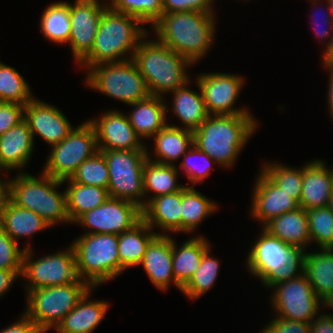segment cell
I'll use <instances>...</instances> for the list:
<instances>
[{
    "instance_id": "obj_30",
    "label": "cell",
    "mask_w": 333,
    "mask_h": 333,
    "mask_svg": "<svg viewBox=\"0 0 333 333\" xmlns=\"http://www.w3.org/2000/svg\"><path fill=\"white\" fill-rule=\"evenodd\" d=\"M209 248V242L202 236L190 238L180 248L173 240L172 269L175 281L181 288L189 282Z\"/></svg>"
},
{
    "instance_id": "obj_22",
    "label": "cell",
    "mask_w": 333,
    "mask_h": 333,
    "mask_svg": "<svg viewBox=\"0 0 333 333\" xmlns=\"http://www.w3.org/2000/svg\"><path fill=\"white\" fill-rule=\"evenodd\" d=\"M34 141L23 120L0 136V163L4 170L21 169L31 159Z\"/></svg>"
},
{
    "instance_id": "obj_38",
    "label": "cell",
    "mask_w": 333,
    "mask_h": 333,
    "mask_svg": "<svg viewBox=\"0 0 333 333\" xmlns=\"http://www.w3.org/2000/svg\"><path fill=\"white\" fill-rule=\"evenodd\" d=\"M210 248L204 253L200 266L181 292L190 299L203 296L214 285L219 274V260L210 256Z\"/></svg>"
},
{
    "instance_id": "obj_35",
    "label": "cell",
    "mask_w": 333,
    "mask_h": 333,
    "mask_svg": "<svg viewBox=\"0 0 333 333\" xmlns=\"http://www.w3.org/2000/svg\"><path fill=\"white\" fill-rule=\"evenodd\" d=\"M216 205L193 186L185 185L182 188L181 232L195 231L199 223L218 208Z\"/></svg>"
},
{
    "instance_id": "obj_20",
    "label": "cell",
    "mask_w": 333,
    "mask_h": 333,
    "mask_svg": "<svg viewBox=\"0 0 333 333\" xmlns=\"http://www.w3.org/2000/svg\"><path fill=\"white\" fill-rule=\"evenodd\" d=\"M172 254L173 238L170 235H157L147 246L140 264L152 284L162 291L168 290L171 283L180 291L182 289L174 278Z\"/></svg>"
},
{
    "instance_id": "obj_50",
    "label": "cell",
    "mask_w": 333,
    "mask_h": 333,
    "mask_svg": "<svg viewBox=\"0 0 333 333\" xmlns=\"http://www.w3.org/2000/svg\"><path fill=\"white\" fill-rule=\"evenodd\" d=\"M17 277L20 276L13 270L0 269V297L9 290Z\"/></svg>"
},
{
    "instance_id": "obj_47",
    "label": "cell",
    "mask_w": 333,
    "mask_h": 333,
    "mask_svg": "<svg viewBox=\"0 0 333 333\" xmlns=\"http://www.w3.org/2000/svg\"><path fill=\"white\" fill-rule=\"evenodd\" d=\"M261 333H310V323L275 317Z\"/></svg>"
},
{
    "instance_id": "obj_2",
    "label": "cell",
    "mask_w": 333,
    "mask_h": 333,
    "mask_svg": "<svg viewBox=\"0 0 333 333\" xmlns=\"http://www.w3.org/2000/svg\"><path fill=\"white\" fill-rule=\"evenodd\" d=\"M257 124L252 114L209 115L193 131V144L219 166L231 167Z\"/></svg>"
},
{
    "instance_id": "obj_15",
    "label": "cell",
    "mask_w": 333,
    "mask_h": 333,
    "mask_svg": "<svg viewBox=\"0 0 333 333\" xmlns=\"http://www.w3.org/2000/svg\"><path fill=\"white\" fill-rule=\"evenodd\" d=\"M196 82L209 115L251 114L246 108H233L245 83L243 77L230 73H201Z\"/></svg>"
},
{
    "instance_id": "obj_11",
    "label": "cell",
    "mask_w": 333,
    "mask_h": 333,
    "mask_svg": "<svg viewBox=\"0 0 333 333\" xmlns=\"http://www.w3.org/2000/svg\"><path fill=\"white\" fill-rule=\"evenodd\" d=\"M51 148L43 173L62 181L69 179L83 161L98 151L94 127L89 121L83 122Z\"/></svg>"
},
{
    "instance_id": "obj_33",
    "label": "cell",
    "mask_w": 333,
    "mask_h": 333,
    "mask_svg": "<svg viewBox=\"0 0 333 333\" xmlns=\"http://www.w3.org/2000/svg\"><path fill=\"white\" fill-rule=\"evenodd\" d=\"M69 186L66 192L67 213L70 223H74L81 215L100 205L108 198V189L73 182L70 178L63 180Z\"/></svg>"
},
{
    "instance_id": "obj_24",
    "label": "cell",
    "mask_w": 333,
    "mask_h": 333,
    "mask_svg": "<svg viewBox=\"0 0 333 333\" xmlns=\"http://www.w3.org/2000/svg\"><path fill=\"white\" fill-rule=\"evenodd\" d=\"M182 189L152 198L142 208V219L152 228L181 232Z\"/></svg>"
},
{
    "instance_id": "obj_14",
    "label": "cell",
    "mask_w": 333,
    "mask_h": 333,
    "mask_svg": "<svg viewBox=\"0 0 333 333\" xmlns=\"http://www.w3.org/2000/svg\"><path fill=\"white\" fill-rule=\"evenodd\" d=\"M142 220V208L118 198H108L102 205L85 212L74 223L87 227L85 234H122ZM92 228V229H91Z\"/></svg>"
},
{
    "instance_id": "obj_52",
    "label": "cell",
    "mask_w": 333,
    "mask_h": 333,
    "mask_svg": "<svg viewBox=\"0 0 333 333\" xmlns=\"http://www.w3.org/2000/svg\"><path fill=\"white\" fill-rule=\"evenodd\" d=\"M326 3L328 4V6H327V10L329 11V13H328V11H327V13H326V15L327 16H325V14H323L326 18H324V20H322L323 21V23H324V21H325V23L326 24H328V28H329V26H330V31L328 30V28L327 29H322V30H317L316 31V34H317V36H318V38L320 37V38H322V37H324V39H325V37L328 39V38H330L329 40H328V42H327V46H326V48L330 45V42H331V39H332V37H333V21H332V18H331V14H330V6H329V2H328V0H326ZM319 9V8H318ZM319 23V22H318ZM314 24V27L316 28V26L318 25V24H316V22H314L313 23ZM323 26V25H322ZM332 29V30H331ZM331 34V35H330ZM330 36V37H329Z\"/></svg>"
},
{
    "instance_id": "obj_37",
    "label": "cell",
    "mask_w": 333,
    "mask_h": 333,
    "mask_svg": "<svg viewBox=\"0 0 333 333\" xmlns=\"http://www.w3.org/2000/svg\"><path fill=\"white\" fill-rule=\"evenodd\" d=\"M33 98L29 84L16 68L0 62V102L26 105Z\"/></svg>"
},
{
    "instance_id": "obj_31",
    "label": "cell",
    "mask_w": 333,
    "mask_h": 333,
    "mask_svg": "<svg viewBox=\"0 0 333 333\" xmlns=\"http://www.w3.org/2000/svg\"><path fill=\"white\" fill-rule=\"evenodd\" d=\"M176 89L173 93L172 111L185 125V129L195 131L206 120L209 113L206 109L203 94L197 83L199 93L190 90L187 86Z\"/></svg>"
},
{
    "instance_id": "obj_49",
    "label": "cell",
    "mask_w": 333,
    "mask_h": 333,
    "mask_svg": "<svg viewBox=\"0 0 333 333\" xmlns=\"http://www.w3.org/2000/svg\"><path fill=\"white\" fill-rule=\"evenodd\" d=\"M310 333H333V315H318L317 319L310 323Z\"/></svg>"
},
{
    "instance_id": "obj_45",
    "label": "cell",
    "mask_w": 333,
    "mask_h": 333,
    "mask_svg": "<svg viewBox=\"0 0 333 333\" xmlns=\"http://www.w3.org/2000/svg\"><path fill=\"white\" fill-rule=\"evenodd\" d=\"M25 105L0 102V136L24 120Z\"/></svg>"
},
{
    "instance_id": "obj_36",
    "label": "cell",
    "mask_w": 333,
    "mask_h": 333,
    "mask_svg": "<svg viewBox=\"0 0 333 333\" xmlns=\"http://www.w3.org/2000/svg\"><path fill=\"white\" fill-rule=\"evenodd\" d=\"M40 22L46 39L60 44L68 43L71 32L68 2L51 3L42 13Z\"/></svg>"
},
{
    "instance_id": "obj_29",
    "label": "cell",
    "mask_w": 333,
    "mask_h": 333,
    "mask_svg": "<svg viewBox=\"0 0 333 333\" xmlns=\"http://www.w3.org/2000/svg\"><path fill=\"white\" fill-rule=\"evenodd\" d=\"M304 274L315 294L326 303L333 295V248L306 252Z\"/></svg>"
},
{
    "instance_id": "obj_39",
    "label": "cell",
    "mask_w": 333,
    "mask_h": 333,
    "mask_svg": "<svg viewBox=\"0 0 333 333\" xmlns=\"http://www.w3.org/2000/svg\"><path fill=\"white\" fill-rule=\"evenodd\" d=\"M70 179L76 183L108 189L109 171L104 154L97 151L83 161Z\"/></svg>"
},
{
    "instance_id": "obj_55",
    "label": "cell",
    "mask_w": 333,
    "mask_h": 333,
    "mask_svg": "<svg viewBox=\"0 0 333 333\" xmlns=\"http://www.w3.org/2000/svg\"><path fill=\"white\" fill-rule=\"evenodd\" d=\"M313 2V5L315 4H319L320 0H311ZM315 1V2H314ZM318 2V3H316ZM329 2V6H330V14H331V18H332V21H333V0H328Z\"/></svg>"
},
{
    "instance_id": "obj_26",
    "label": "cell",
    "mask_w": 333,
    "mask_h": 333,
    "mask_svg": "<svg viewBox=\"0 0 333 333\" xmlns=\"http://www.w3.org/2000/svg\"><path fill=\"white\" fill-rule=\"evenodd\" d=\"M153 139V153L157 158L152 160L147 155L148 160L165 165H175L173 162L193 146V132L176 125L167 124Z\"/></svg>"
},
{
    "instance_id": "obj_19",
    "label": "cell",
    "mask_w": 333,
    "mask_h": 333,
    "mask_svg": "<svg viewBox=\"0 0 333 333\" xmlns=\"http://www.w3.org/2000/svg\"><path fill=\"white\" fill-rule=\"evenodd\" d=\"M251 214L264 227L272 219L300 207L299 203L276 185L262 170L256 179Z\"/></svg>"
},
{
    "instance_id": "obj_6",
    "label": "cell",
    "mask_w": 333,
    "mask_h": 333,
    "mask_svg": "<svg viewBox=\"0 0 333 333\" xmlns=\"http://www.w3.org/2000/svg\"><path fill=\"white\" fill-rule=\"evenodd\" d=\"M10 182L11 201L37 213L51 227L57 222H70L67 213L66 192H58L62 180L41 173V178L18 173Z\"/></svg>"
},
{
    "instance_id": "obj_41",
    "label": "cell",
    "mask_w": 333,
    "mask_h": 333,
    "mask_svg": "<svg viewBox=\"0 0 333 333\" xmlns=\"http://www.w3.org/2000/svg\"><path fill=\"white\" fill-rule=\"evenodd\" d=\"M114 11L138 18L143 24H154L164 13L162 0H110Z\"/></svg>"
},
{
    "instance_id": "obj_8",
    "label": "cell",
    "mask_w": 333,
    "mask_h": 333,
    "mask_svg": "<svg viewBox=\"0 0 333 333\" xmlns=\"http://www.w3.org/2000/svg\"><path fill=\"white\" fill-rule=\"evenodd\" d=\"M92 287L87 282L32 289L27 292L25 314L42 333L56 329L63 318Z\"/></svg>"
},
{
    "instance_id": "obj_25",
    "label": "cell",
    "mask_w": 333,
    "mask_h": 333,
    "mask_svg": "<svg viewBox=\"0 0 333 333\" xmlns=\"http://www.w3.org/2000/svg\"><path fill=\"white\" fill-rule=\"evenodd\" d=\"M84 294L78 304L63 318L57 326L58 333H92L105 317L109 303L89 300L90 291ZM88 300V301H87Z\"/></svg>"
},
{
    "instance_id": "obj_3",
    "label": "cell",
    "mask_w": 333,
    "mask_h": 333,
    "mask_svg": "<svg viewBox=\"0 0 333 333\" xmlns=\"http://www.w3.org/2000/svg\"><path fill=\"white\" fill-rule=\"evenodd\" d=\"M138 18L107 7L100 20L92 50L79 62L86 71L96 64L126 61L133 58L147 31ZM130 52V58L127 53ZM125 56V57H124ZM128 57V58H127Z\"/></svg>"
},
{
    "instance_id": "obj_9",
    "label": "cell",
    "mask_w": 333,
    "mask_h": 333,
    "mask_svg": "<svg viewBox=\"0 0 333 333\" xmlns=\"http://www.w3.org/2000/svg\"><path fill=\"white\" fill-rule=\"evenodd\" d=\"M86 85L125 104L150 96L146 82L133 59L99 63L87 70Z\"/></svg>"
},
{
    "instance_id": "obj_57",
    "label": "cell",
    "mask_w": 333,
    "mask_h": 333,
    "mask_svg": "<svg viewBox=\"0 0 333 333\" xmlns=\"http://www.w3.org/2000/svg\"><path fill=\"white\" fill-rule=\"evenodd\" d=\"M325 307H331L333 309V295L330 297V299L324 304Z\"/></svg>"
},
{
    "instance_id": "obj_1",
    "label": "cell",
    "mask_w": 333,
    "mask_h": 333,
    "mask_svg": "<svg viewBox=\"0 0 333 333\" xmlns=\"http://www.w3.org/2000/svg\"><path fill=\"white\" fill-rule=\"evenodd\" d=\"M215 23L214 12L180 11L163 13L152 27L159 42L194 65L215 40Z\"/></svg>"
},
{
    "instance_id": "obj_7",
    "label": "cell",
    "mask_w": 333,
    "mask_h": 333,
    "mask_svg": "<svg viewBox=\"0 0 333 333\" xmlns=\"http://www.w3.org/2000/svg\"><path fill=\"white\" fill-rule=\"evenodd\" d=\"M72 246L79 279L92 288L120 275L118 235L84 233Z\"/></svg>"
},
{
    "instance_id": "obj_51",
    "label": "cell",
    "mask_w": 333,
    "mask_h": 333,
    "mask_svg": "<svg viewBox=\"0 0 333 333\" xmlns=\"http://www.w3.org/2000/svg\"><path fill=\"white\" fill-rule=\"evenodd\" d=\"M10 182L11 180L2 181L0 179V222L3 216V212L10 202Z\"/></svg>"
},
{
    "instance_id": "obj_32",
    "label": "cell",
    "mask_w": 333,
    "mask_h": 333,
    "mask_svg": "<svg viewBox=\"0 0 333 333\" xmlns=\"http://www.w3.org/2000/svg\"><path fill=\"white\" fill-rule=\"evenodd\" d=\"M0 227L17 243L20 237H31L50 225L37 213L14 204L8 203L0 222Z\"/></svg>"
},
{
    "instance_id": "obj_34",
    "label": "cell",
    "mask_w": 333,
    "mask_h": 333,
    "mask_svg": "<svg viewBox=\"0 0 333 333\" xmlns=\"http://www.w3.org/2000/svg\"><path fill=\"white\" fill-rule=\"evenodd\" d=\"M178 169L175 165H165L146 160L143 168L144 194L149 195L150 191L154 192L153 197L146 199V204L152 198L178 192L185 186L177 184Z\"/></svg>"
},
{
    "instance_id": "obj_27",
    "label": "cell",
    "mask_w": 333,
    "mask_h": 333,
    "mask_svg": "<svg viewBox=\"0 0 333 333\" xmlns=\"http://www.w3.org/2000/svg\"><path fill=\"white\" fill-rule=\"evenodd\" d=\"M151 230L153 229L142 219L132 229L118 234L120 274L130 267L141 264L147 246L157 235H169L165 231L161 234Z\"/></svg>"
},
{
    "instance_id": "obj_16",
    "label": "cell",
    "mask_w": 333,
    "mask_h": 333,
    "mask_svg": "<svg viewBox=\"0 0 333 333\" xmlns=\"http://www.w3.org/2000/svg\"><path fill=\"white\" fill-rule=\"evenodd\" d=\"M99 0H75L69 4L70 36L68 42L76 62H80L91 50L94 44L100 20L106 3Z\"/></svg>"
},
{
    "instance_id": "obj_44",
    "label": "cell",
    "mask_w": 333,
    "mask_h": 333,
    "mask_svg": "<svg viewBox=\"0 0 333 333\" xmlns=\"http://www.w3.org/2000/svg\"><path fill=\"white\" fill-rule=\"evenodd\" d=\"M24 251L0 227V269L13 270L21 276Z\"/></svg>"
},
{
    "instance_id": "obj_23",
    "label": "cell",
    "mask_w": 333,
    "mask_h": 333,
    "mask_svg": "<svg viewBox=\"0 0 333 333\" xmlns=\"http://www.w3.org/2000/svg\"><path fill=\"white\" fill-rule=\"evenodd\" d=\"M134 109L127 115L129 123L141 139L153 138L168 122L167 108L161 96L150 95L147 99L130 104Z\"/></svg>"
},
{
    "instance_id": "obj_4",
    "label": "cell",
    "mask_w": 333,
    "mask_h": 333,
    "mask_svg": "<svg viewBox=\"0 0 333 333\" xmlns=\"http://www.w3.org/2000/svg\"><path fill=\"white\" fill-rule=\"evenodd\" d=\"M261 230L246 259L248 271L269 288L303 274L306 250Z\"/></svg>"
},
{
    "instance_id": "obj_5",
    "label": "cell",
    "mask_w": 333,
    "mask_h": 333,
    "mask_svg": "<svg viewBox=\"0 0 333 333\" xmlns=\"http://www.w3.org/2000/svg\"><path fill=\"white\" fill-rule=\"evenodd\" d=\"M132 59L152 96L163 97L191 82L185 68L192 63L158 40L143 38Z\"/></svg>"
},
{
    "instance_id": "obj_13",
    "label": "cell",
    "mask_w": 333,
    "mask_h": 333,
    "mask_svg": "<svg viewBox=\"0 0 333 333\" xmlns=\"http://www.w3.org/2000/svg\"><path fill=\"white\" fill-rule=\"evenodd\" d=\"M271 304L278 312L277 317L311 323L317 317L324 302L315 294L314 289L303 273L296 278L273 285ZM319 310V311H318Z\"/></svg>"
},
{
    "instance_id": "obj_40",
    "label": "cell",
    "mask_w": 333,
    "mask_h": 333,
    "mask_svg": "<svg viewBox=\"0 0 333 333\" xmlns=\"http://www.w3.org/2000/svg\"><path fill=\"white\" fill-rule=\"evenodd\" d=\"M311 241L320 249L333 248V212L326 207L306 210Z\"/></svg>"
},
{
    "instance_id": "obj_21",
    "label": "cell",
    "mask_w": 333,
    "mask_h": 333,
    "mask_svg": "<svg viewBox=\"0 0 333 333\" xmlns=\"http://www.w3.org/2000/svg\"><path fill=\"white\" fill-rule=\"evenodd\" d=\"M325 161L313 160L303 166L302 193L300 207H326L329 204L333 186V169H328Z\"/></svg>"
},
{
    "instance_id": "obj_56",
    "label": "cell",
    "mask_w": 333,
    "mask_h": 333,
    "mask_svg": "<svg viewBox=\"0 0 333 333\" xmlns=\"http://www.w3.org/2000/svg\"><path fill=\"white\" fill-rule=\"evenodd\" d=\"M328 207L331 209V211L333 212V186H332V191H331V195H330V200H329V204Z\"/></svg>"
},
{
    "instance_id": "obj_48",
    "label": "cell",
    "mask_w": 333,
    "mask_h": 333,
    "mask_svg": "<svg viewBox=\"0 0 333 333\" xmlns=\"http://www.w3.org/2000/svg\"><path fill=\"white\" fill-rule=\"evenodd\" d=\"M0 333H42L35 323L24 313L17 322L4 328Z\"/></svg>"
},
{
    "instance_id": "obj_54",
    "label": "cell",
    "mask_w": 333,
    "mask_h": 333,
    "mask_svg": "<svg viewBox=\"0 0 333 333\" xmlns=\"http://www.w3.org/2000/svg\"><path fill=\"white\" fill-rule=\"evenodd\" d=\"M328 69V71H329V74H330V76H329V87H328V107H329V114H331V117L333 118V67H328L327 68Z\"/></svg>"
},
{
    "instance_id": "obj_17",
    "label": "cell",
    "mask_w": 333,
    "mask_h": 333,
    "mask_svg": "<svg viewBox=\"0 0 333 333\" xmlns=\"http://www.w3.org/2000/svg\"><path fill=\"white\" fill-rule=\"evenodd\" d=\"M102 114L97 119L88 120L96 133L98 151L147 150L145 143L143 145L129 123L126 114L117 110Z\"/></svg>"
},
{
    "instance_id": "obj_28",
    "label": "cell",
    "mask_w": 333,
    "mask_h": 333,
    "mask_svg": "<svg viewBox=\"0 0 333 333\" xmlns=\"http://www.w3.org/2000/svg\"><path fill=\"white\" fill-rule=\"evenodd\" d=\"M262 228L286 244L298 246L304 250L311 243L307 212L301 207L283 213Z\"/></svg>"
},
{
    "instance_id": "obj_18",
    "label": "cell",
    "mask_w": 333,
    "mask_h": 333,
    "mask_svg": "<svg viewBox=\"0 0 333 333\" xmlns=\"http://www.w3.org/2000/svg\"><path fill=\"white\" fill-rule=\"evenodd\" d=\"M24 120L28 123L33 141L38 134L51 147L64 140L74 128L63 112L36 98L25 105Z\"/></svg>"
},
{
    "instance_id": "obj_53",
    "label": "cell",
    "mask_w": 333,
    "mask_h": 333,
    "mask_svg": "<svg viewBox=\"0 0 333 333\" xmlns=\"http://www.w3.org/2000/svg\"><path fill=\"white\" fill-rule=\"evenodd\" d=\"M326 50L323 52L324 54L322 55V63L327 67H333V37L331 39L330 45L325 48Z\"/></svg>"
},
{
    "instance_id": "obj_10",
    "label": "cell",
    "mask_w": 333,
    "mask_h": 333,
    "mask_svg": "<svg viewBox=\"0 0 333 333\" xmlns=\"http://www.w3.org/2000/svg\"><path fill=\"white\" fill-rule=\"evenodd\" d=\"M109 171L110 198L127 200L140 208L146 205L143 198V168L148 159L147 150H104ZM144 199V200H142Z\"/></svg>"
},
{
    "instance_id": "obj_42",
    "label": "cell",
    "mask_w": 333,
    "mask_h": 333,
    "mask_svg": "<svg viewBox=\"0 0 333 333\" xmlns=\"http://www.w3.org/2000/svg\"><path fill=\"white\" fill-rule=\"evenodd\" d=\"M276 185L300 204L303 167L294 169L284 164H265L261 169Z\"/></svg>"
},
{
    "instance_id": "obj_46",
    "label": "cell",
    "mask_w": 333,
    "mask_h": 333,
    "mask_svg": "<svg viewBox=\"0 0 333 333\" xmlns=\"http://www.w3.org/2000/svg\"><path fill=\"white\" fill-rule=\"evenodd\" d=\"M164 13L200 11L213 12L214 0H162Z\"/></svg>"
},
{
    "instance_id": "obj_43",
    "label": "cell",
    "mask_w": 333,
    "mask_h": 333,
    "mask_svg": "<svg viewBox=\"0 0 333 333\" xmlns=\"http://www.w3.org/2000/svg\"><path fill=\"white\" fill-rule=\"evenodd\" d=\"M182 157L184 159L181 162L180 168L184 170L187 175L188 181H190L192 184L203 182L204 178L208 177L211 169L213 168L212 163H216L212 158H210L206 153L198 149L194 144ZM195 157L197 161L198 158H202V166L196 164L197 162Z\"/></svg>"
},
{
    "instance_id": "obj_12",
    "label": "cell",
    "mask_w": 333,
    "mask_h": 333,
    "mask_svg": "<svg viewBox=\"0 0 333 333\" xmlns=\"http://www.w3.org/2000/svg\"><path fill=\"white\" fill-rule=\"evenodd\" d=\"M24 247L22 275L27 283L26 293L32 289L49 286L65 285L74 282H85L79 279L76 266V256L71 245L64 251L40 257L32 261L33 250Z\"/></svg>"
}]
</instances>
